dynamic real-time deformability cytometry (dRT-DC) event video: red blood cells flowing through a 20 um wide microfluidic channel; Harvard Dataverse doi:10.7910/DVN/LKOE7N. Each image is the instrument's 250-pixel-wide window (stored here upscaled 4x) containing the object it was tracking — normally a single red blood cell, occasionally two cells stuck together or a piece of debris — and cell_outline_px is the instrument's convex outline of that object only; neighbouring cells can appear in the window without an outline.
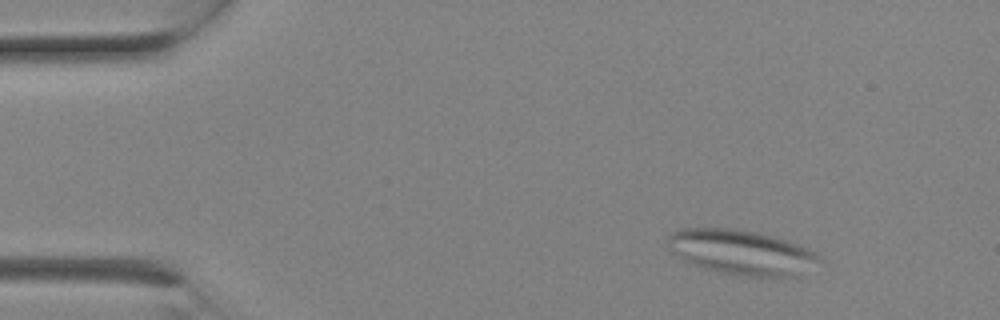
{"species": "Egyptian fruit bat (a non-hibernating species)", "species_latin": "Rousettus aegyptiacus", "temperature_condition": "room temperature", "stored_images_in_passage": 2, "segment_of_instrument_passage": [2, 2], "camera_frame_rate_fps": 3000, "um_per_image_px": 0.085, "animal": {"sex": "female"}, "frame": {"image": 1, "passage_image": 2, "time_ms": 0.333, "image_size_px": [1000, 320], "cell_outline_px": [[824, 260], [796, 276], [740, 276], [704, 268], [692, 264], [684, 260], [668, 248], [668, 236], [676, 228], [736, 228], [756, 232], [772, 236], [808, 248], [816, 252]], "centroid_in_image_um": [63.02, 21.43], "position_along_channel_um": 22.0, "area_um2": 39.48}}